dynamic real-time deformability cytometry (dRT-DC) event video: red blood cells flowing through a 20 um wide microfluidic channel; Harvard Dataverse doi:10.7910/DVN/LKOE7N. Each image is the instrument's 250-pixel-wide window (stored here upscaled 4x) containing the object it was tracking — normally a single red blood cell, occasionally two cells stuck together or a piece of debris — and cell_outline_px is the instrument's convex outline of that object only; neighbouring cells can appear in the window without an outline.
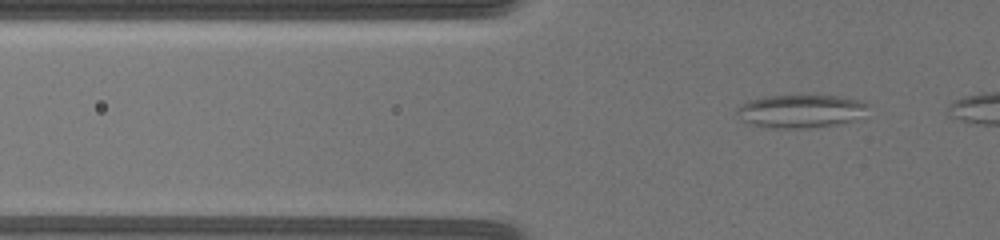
{"species": "common noctule bat (a hibernating species)", "species_latin": "Nyctalus noctula", "temperature_condition": "warm", "stored_images_in_passage": 27, "camera_frame_rate_fps": 3000, "um_per_image_px": 0.085, "animal": {"sex": "female", "body_mass_g": 19.5, "forearm_length_mm": 54.1}, "frame": {"image": 1, "passage_image": 4, "time_ms": 1.333, "image_size_px": [1000, 240], "cell_outline_px": [[868, 104], [852, 120], [840, 124], [812, 128], [764, 128], [752, 124], [744, 120], [736, 112], [744, 104], [752, 100], [768, 96], [844, 96], [860, 100]], "centroid_in_image_um": [68.05, 9.46], "position_along_channel_um": 57.8, "area_um2": 24.68}}
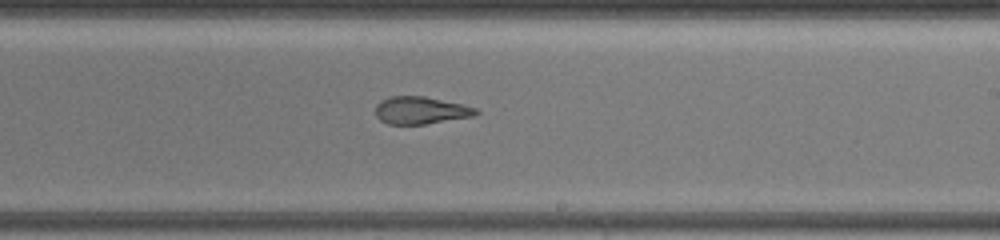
{"frame": {"image": 2, "passage_image": 17, "time_ms": 7.333, "image_size_px": [1000, 240], "cell_outline_px": [[480, 112], [472, 116], [424, 124], [388, 124], [380, 120], [376, 116], [376, 104], [392, 96], [424, 96], [460, 104], [476, 108]], "centroid_in_image_um": [35.74, 9.38], "position_along_channel_um": 253.3, "area_um2": 15.72}}
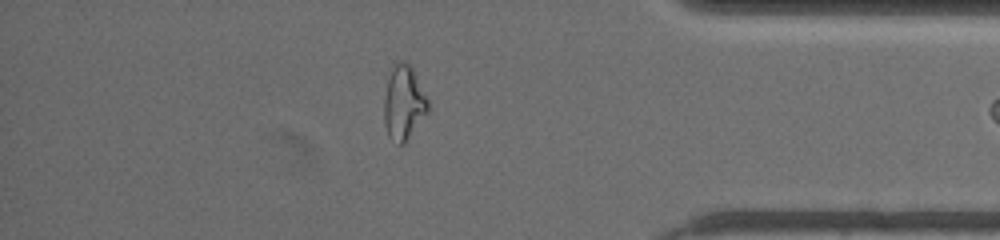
{"frame": {"image": 3, "passage_image": 26, "time_ms": 12.0, "image_size_px": [1000, 240], "cell_outline_px": [[428, 112], [404, 144], [400, 144], [388, 136], [384, 124], [384, 100], [388, 80], [392, 64], [396, 60], [404, 60], [412, 68], [428, 100]], "centroid_in_image_um": [34.3, 8.72], "position_along_channel_um": 400.9, "area_um2": 18.9}}